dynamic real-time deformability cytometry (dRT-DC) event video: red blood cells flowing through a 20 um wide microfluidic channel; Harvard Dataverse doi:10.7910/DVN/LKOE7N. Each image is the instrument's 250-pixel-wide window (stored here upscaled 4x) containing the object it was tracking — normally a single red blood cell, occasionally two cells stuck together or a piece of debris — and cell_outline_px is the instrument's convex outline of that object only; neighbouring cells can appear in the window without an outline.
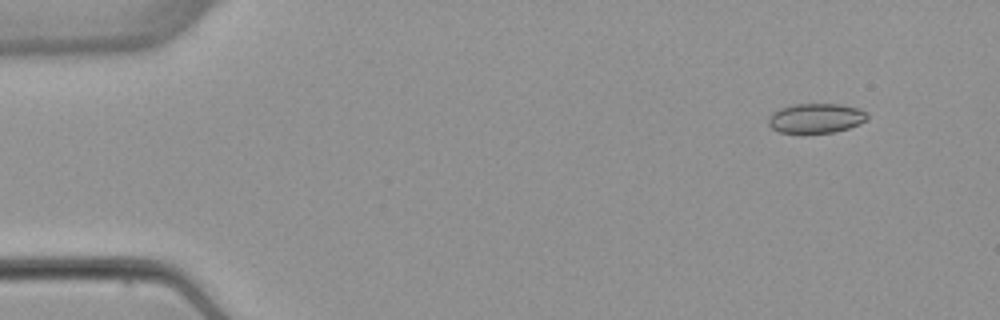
{"species": "common noctule bat (a hibernating species)", "species_latin": "Nyctalus noctula", "temperature_condition": "warm", "stored_images_in_passage": 5, "camera_frame_rate_fps": 3000, "um_per_image_px": 0.085, "animal": {"sex": "female", "body_mass_g": 22.7, "forearm_length_mm": 54.2}, "frame": {"image": 1, "passage_image": 2, "time_ms": 1.333, "image_size_px": [1000, 320], "cell_outline_px": [[868, 116], [860, 124], [848, 128], [832, 132], [780, 132], [772, 128], [768, 124], [768, 116], [772, 112], [780, 108], [796, 104], [840, 104], [860, 108]], "centroid_in_image_um": [69.33, 10.03], "position_along_channel_um": 15.7, "area_um2": 16.88}}
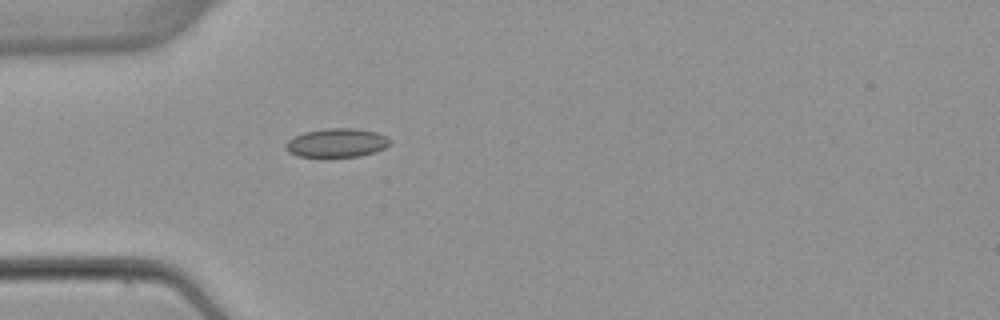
{"frame": {"image": 2, "passage_image": 5, "time_ms": 5.0, "image_size_px": [1000, 320], "cell_outline_px": [[392, 140], [384, 148], [360, 156], [324, 160], [296, 156], [288, 152], [284, 148], [284, 144], [288, 140], [304, 132], [324, 128], [356, 128], [376, 132], [388, 136]], "centroid_in_image_um": [28.57, 12.19], "position_along_channel_um": 56.4, "area_um2": 18.38}}